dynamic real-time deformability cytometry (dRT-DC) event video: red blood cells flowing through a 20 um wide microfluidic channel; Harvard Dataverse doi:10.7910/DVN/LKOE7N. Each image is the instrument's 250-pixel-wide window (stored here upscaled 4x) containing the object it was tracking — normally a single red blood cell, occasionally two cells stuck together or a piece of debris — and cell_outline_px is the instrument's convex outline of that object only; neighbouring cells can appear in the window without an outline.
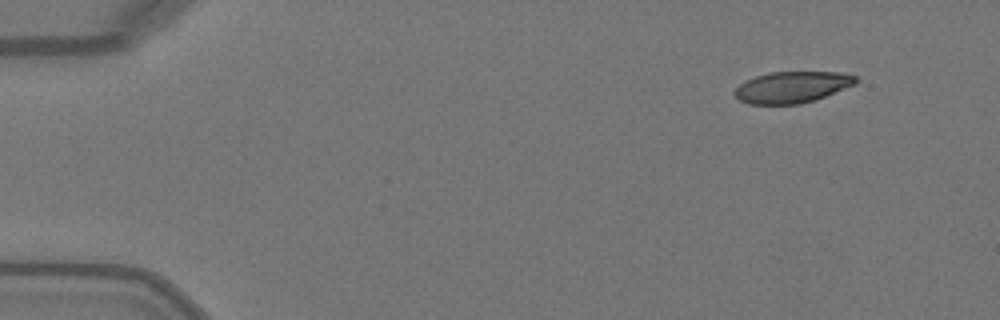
{"species": "Egyptian fruit bat (a non-hibernating species)", "species_latin": "Rousettus aegyptiacus", "temperature_condition": "warm", "stored_images_in_passage": 46, "camera_frame_rate_fps": 3000, "um_per_image_px": 0.085, "animal": {"sex": "female"}, "frame": {"image": 1, "passage_image": 1, "time_ms": 0.0, "image_size_px": [1000, 320], "cell_outline_px": [[860, 80], [856, 84], [816, 100], [800, 104], [748, 104], [740, 100], [732, 92], [740, 84], [756, 76], [768, 72], [840, 72], [856, 76]], "centroid_in_image_um": [67.36, 7.41], "position_along_channel_um": 17.6, "area_um2": 22.25}}
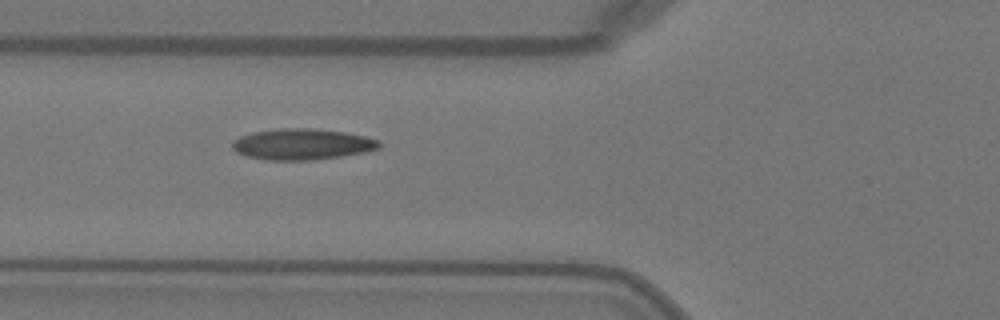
{"frame": {"image": 2, "passage_image": 15, "time_ms": 4.667, "image_size_px": [1000, 320], "cell_outline_px": [[380, 148], [364, 152], [340, 156], [312, 160], [268, 160], [248, 156], [236, 152], [232, 148], [232, 140], [240, 136], [252, 132], [276, 128], [312, 128], [344, 132], [364, 136], [380, 140]], "centroid_in_image_um": [25.66, 12.25], "position_along_channel_um": 100.1, "area_um2": 26.59}}
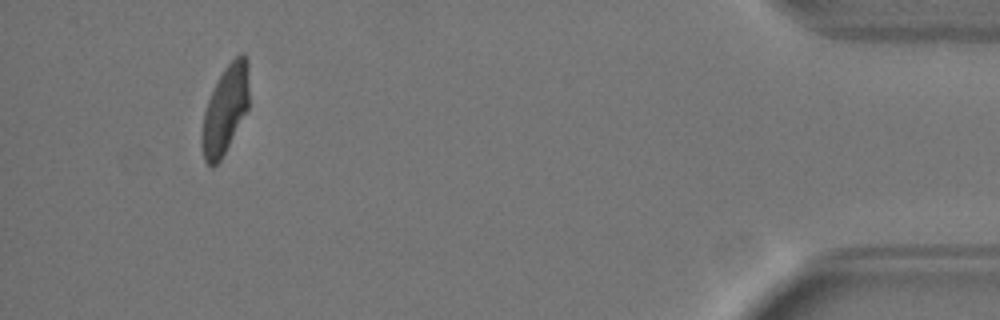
{"frame": {"image": 3, "passage_image": 43, "time_ms": 14.0, "image_size_px": [1000, 320], "cell_outline_px": [[248, 108], [220, 160], [212, 168], [204, 160], [200, 144], [200, 140], [204, 112], [208, 100], [224, 68], [240, 52], [244, 52], [248, 60]], "centroid_in_image_um": [19.13, 9.31], "position_along_channel_um": 416.1, "area_um2": 23.99}, "authors_computed_cell_mechanics": {"area_um2": 25.1141, "velocity_mm_per_s": 4.0709, "shape_relaxation_time_tau1_ms": 6.6891, "shape_relaxation_time_tau2_ms": 1.4314, "deformation_change_tau1": 0.2343, "deformation_change_tau2": 0.0577}}